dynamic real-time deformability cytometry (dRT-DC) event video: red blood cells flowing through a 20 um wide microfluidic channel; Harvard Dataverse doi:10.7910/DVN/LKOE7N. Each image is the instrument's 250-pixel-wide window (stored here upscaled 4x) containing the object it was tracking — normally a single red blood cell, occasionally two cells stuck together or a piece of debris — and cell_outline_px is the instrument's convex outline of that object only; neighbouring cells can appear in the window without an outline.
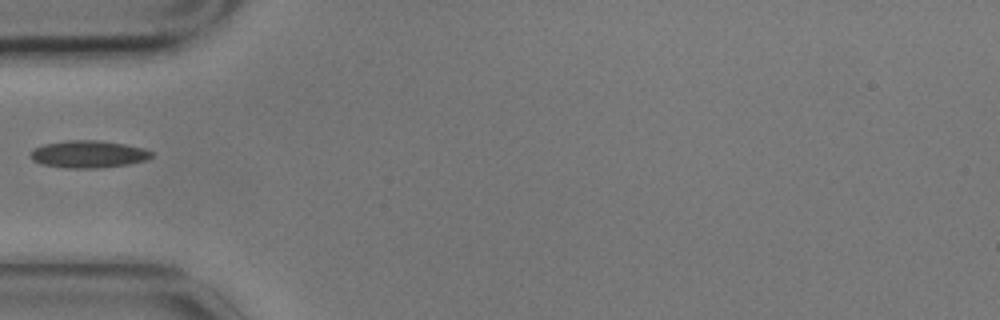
{"species": "common noctule bat (a hibernating species)", "species_latin": "Nyctalus noctula", "temperature_condition": "cold", "stored_images_in_passage": 1, "camera_frame_rate_fps": 3000, "um_per_image_px": 0.085, "animal": {"sex": "male", "body_mass_g": 17.9}, "frame": {"image": 1, "passage_image": 1, "time_ms": 0.0, "image_size_px": [1000, 320], "cell_outline_px": [[152, 156], [148, 160], [128, 164], [100, 168], [68, 168], [40, 164], [32, 160], [28, 156], [36, 148], [44, 144], [68, 140], [100, 140], [128, 144], [144, 148], [152, 152]], "centroid_in_image_um": [7.54, 13.1], "position_along_channel_um": 77.5, "area_um2": 19.42}}